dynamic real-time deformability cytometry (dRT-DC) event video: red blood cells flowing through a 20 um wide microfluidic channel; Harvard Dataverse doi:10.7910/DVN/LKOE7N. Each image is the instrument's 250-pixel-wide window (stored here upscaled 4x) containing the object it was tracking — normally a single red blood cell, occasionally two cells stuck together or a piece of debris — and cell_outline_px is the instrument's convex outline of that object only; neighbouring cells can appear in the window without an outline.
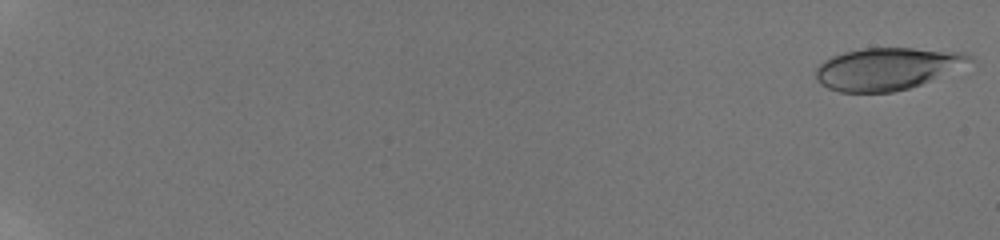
{"species": "human", "species_latin": "Homo sapiens", "temperature_condition": "room temperature", "stored_images_in_passage": 10, "camera_frame_rate_fps": 3000, "um_per_image_px": 0.085, "donor": {"sex": "male"}, "frame": {"image": 1, "passage_image": 1, "time_ms": 0.0, "image_size_px": [1000, 240], "cell_outline_px": [[972, 60], [920, 84], [908, 88], [892, 92], [840, 92], [828, 88], [820, 84], [816, 76], [816, 68], [824, 60], [832, 56], [844, 52], [864, 48], [912, 48], [968, 52], [972, 56]], "centroid_in_image_um": [75.33, 5.83], "position_along_channel_um": 9.7, "area_um2": 37.17}}
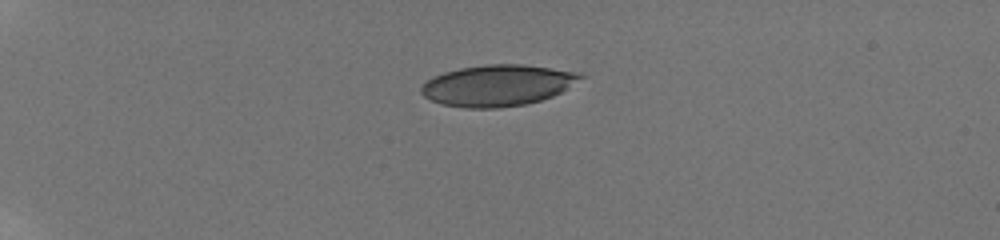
{"frame": {"image": 2, "passage_image": 7, "time_ms": 5.333, "image_size_px": [1000, 240], "cell_outline_px": [[584, 76], [560, 92], [552, 96], [540, 100], [524, 104], [500, 108], [464, 108], [440, 104], [424, 96], [420, 92], [420, 88], [432, 76], [444, 72], [460, 68], [488, 64], [524, 64], [580, 72]], "centroid_in_image_um": [42.26, 7.26], "position_along_channel_um": 42.7, "area_um2": 38.15}}